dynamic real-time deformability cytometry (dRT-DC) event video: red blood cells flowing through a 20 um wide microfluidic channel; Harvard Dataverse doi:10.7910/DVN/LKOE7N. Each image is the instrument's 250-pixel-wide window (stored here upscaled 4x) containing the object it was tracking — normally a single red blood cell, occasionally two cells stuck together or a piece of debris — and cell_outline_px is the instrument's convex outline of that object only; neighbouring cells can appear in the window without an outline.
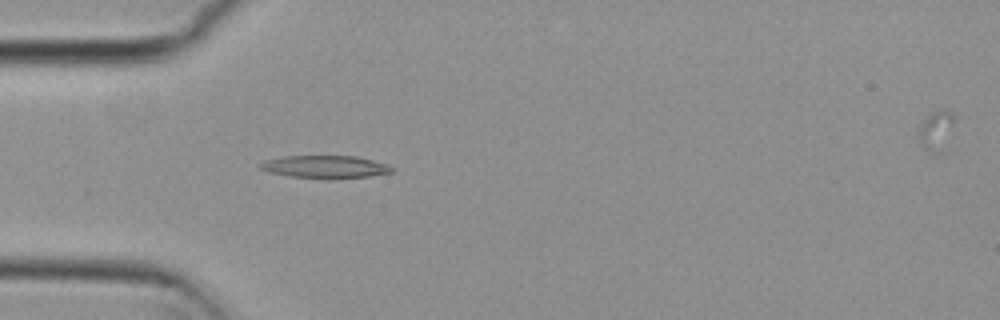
{"species": "common noctule bat (a hibernating species)", "species_latin": "Nyctalus noctula", "temperature_condition": "cold", "stored_images_in_passage": 4, "camera_frame_rate_fps": 3000, "um_per_image_px": 0.085, "animal": {"sex": "female", "body_mass_g": 29.2, "forearm_length_mm": 56.3}, "frame": {"image": 1, "passage_image": 3, "time_ms": 0.667, "image_size_px": [1000, 320], "cell_outline_px": [[392, 172], [368, 176], [328, 180], [324, 180], [288, 176], [268, 172], [260, 168], [256, 164], [264, 160], [284, 156], [356, 156], [372, 160], [384, 164], [392, 168]], "centroid_in_image_um": [27.54, 14.2], "position_along_channel_um": 57.5, "area_um2": 17.63}}